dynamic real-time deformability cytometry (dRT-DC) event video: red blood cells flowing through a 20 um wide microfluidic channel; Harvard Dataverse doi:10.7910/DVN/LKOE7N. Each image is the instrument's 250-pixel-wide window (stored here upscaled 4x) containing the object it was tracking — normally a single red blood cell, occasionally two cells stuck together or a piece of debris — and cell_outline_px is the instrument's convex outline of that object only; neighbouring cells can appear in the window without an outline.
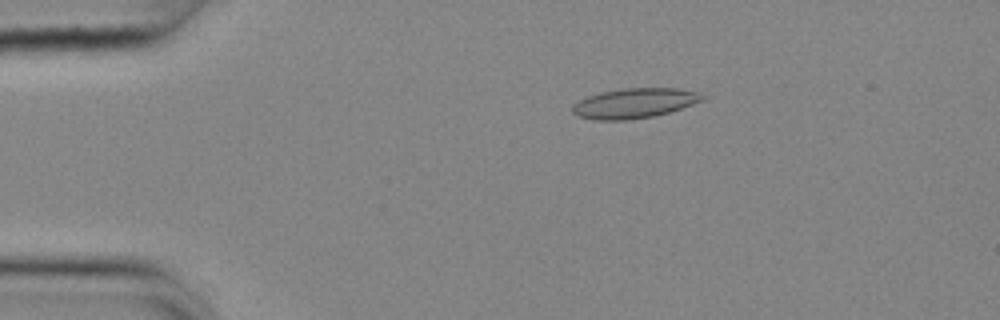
{"species": "common noctule bat (a hibernating species)", "species_latin": "Nyctalus noctula", "temperature_condition": "cold", "stored_images_in_passage": 55, "camera_frame_rate_fps": 3000, "um_per_image_px": 0.085, "animal": {"sex": "female", "body_mass_g": 25.1}, "frame": {"image": 1, "passage_image": 11, "time_ms": 3.333, "image_size_px": [1000, 320], "cell_outline_px": [[704, 96], [700, 100], [692, 104], [668, 112], [652, 116], [624, 120], [596, 120], [580, 116], [572, 112], [572, 108], [580, 100], [588, 96], [600, 92], [624, 88], [676, 88], [696, 92]], "centroid_in_image_um": [53.89, 8.77], "position_along_channel_um": 31.1, "area_um2": 22.08}}
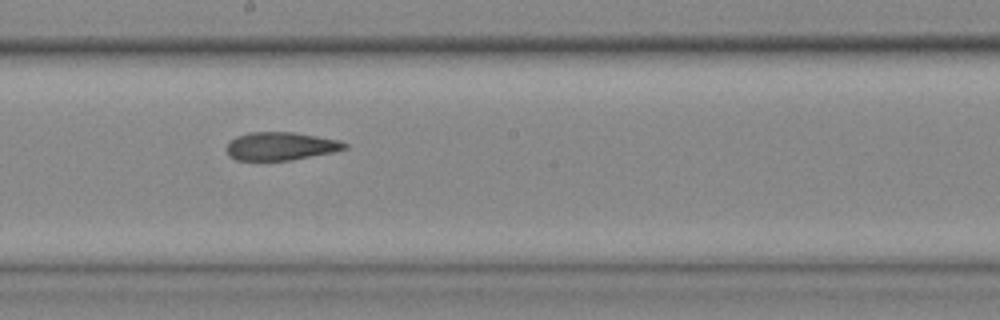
{"frame": {"image": 2, "passage_image": 31, "time_ms": 10.0, "image_size_px": [1000, 320], "cell_outline_px": [[348, 148], [332, 152], [292, 160], [236, 160], [228, 156], [224, 148], [236, 136], [248, 132], [296, 132], [340, 140], [348, 144]], "centroid_in_image_um": [23.85, 12.42], "position_along_channel_um": 224.4, "area_um2": 19.54}}
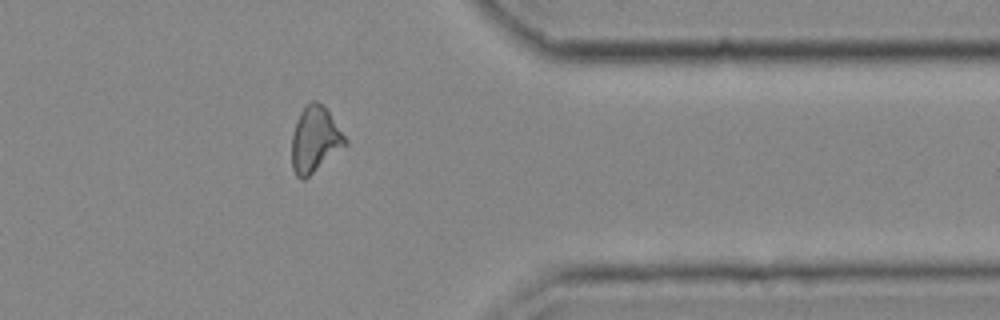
{"frame": {"image": 3, "passage_image": 45, "time_ms": 14.667, "image_size_px": [1000, 320], "cell_outline_px": [[348, 144], [304, 180], [300, 180], [296, 176], [292, 168], [292, 132], [296, 120], [300, 112], [312, 100], [316, 100], [328, 112], [348, 140]], "centroid_in_image_um": [26.75, 11.89], "position_along_channel_um": 384.6, "area_um2": 20.35}, "authors_computed_cell_mechanics": {"area_um2": 20.4612, "velocity_mm_per_s": 3.682, "shape_relaxation_time_tau1_ms": null, "shape_relaxation_time_tau2_ms": 4.6222, "deformation_change_tau1": null, "deformation_change_tau2": 0.1196}}